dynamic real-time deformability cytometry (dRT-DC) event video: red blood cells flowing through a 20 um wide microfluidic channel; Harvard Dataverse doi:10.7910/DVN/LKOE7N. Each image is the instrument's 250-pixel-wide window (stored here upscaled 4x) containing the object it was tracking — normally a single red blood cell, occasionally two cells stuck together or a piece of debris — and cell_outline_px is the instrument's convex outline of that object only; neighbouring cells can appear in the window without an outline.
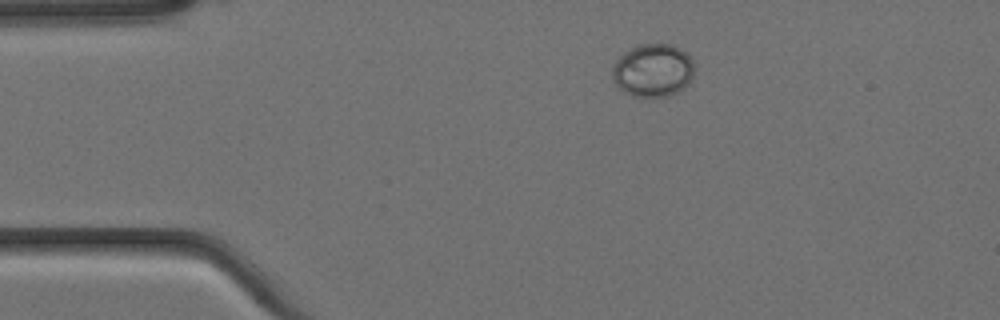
{"species": "Egyptian fruit bat (a non-hibernating species)", "species_latin": "Rousettus aegyptiacus", "temperature_condition": "cold", "stored_images_in_passage": 3, "camera_frame_rate_fps": 3000, "um_per_image_px": 0.085, "animal": {"sex": "female"}, "frame": {"image": 1, "passage_image": 1, "time_ms": 0.0, "image_size_px": [1000, 320], "cell_outline_px": [[692, 76], [688, 84], [684, 88], [672, 96], [652, 100], [632, 96], [624, 92], [612, 80], [612, 68], [616, 60], [624, 52], [640, 44], [672, 44], [688, 52], [692, 60]], "centroid_in_image_um": [55.5, 6.03], "position_along_channel_um": 29.5, "area_um2": 26.01}}